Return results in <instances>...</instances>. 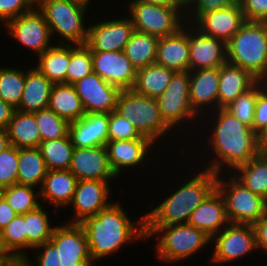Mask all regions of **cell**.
I'll return each instance as SVG.
<instances>
[{"instance_id": "obj_1", "label": "cell", "mask_w": 267, "mask_h": 266, "mask_svg": "<svg viewBox=\"0 0 267 266\" xmlns=\"http://www.w3.org/2000/svg\"><path fill=\"white\" fill-rule=\"evenodd\" d=\"M136 222L130 221L116 202H111L95 216H87L79 222L87 235L93 260L116 252L129 241L146 238L144 217Z\"/></svg>"}, {"instance_id": "obj_2", "label": "cell", "mask_w": 267, "mask_h": 266, "mask_svg": "<svg viewBox=\"0 0 267 266\" xmlns=\"http://www.w3.org/2000/svg\"><path fill=\"white\" fill-rule=\"evenodd\" d=\"M215 110L218 117L215 119L216 126L211 133L210 144L218 159L216 158L206 169L220 174L222 163L235 170L238 166L252 160L261 151L258 135L252 128L243 124L225 108Z\"/></svg>"}, {"instance_id": "obj_3", "label": "cell", "mask_w": 267, "mask_h": 266, "mask_svg": "<svg viewBox=\"0 0 267 266\" xmlns=\"http://www.w3.org/2000/svg\"><path fill=\"white\" fill-rule=\"evenodd\" d=\"M218 174L209 169L196 174L159 206L144 216L145 226L187 223L191 213L216 187Z\"/></svg>"}, {"instance_id": "obj_4", "label": "cell", "mask_w": 267, "mask_h": 266, "mask_svg": "<svg viewBox=\"0 0 267 266\" xmlns=\"http://www.w3.org/2000/svg\"><path fill=\"white\" fill-rule=\"evenodd\" d=\"M227 62L267 82V22L245 21L226 43Z\"/></svg>"}, {"instance_id": "obj_5", "label": "cell", "mask_w": 267, "mask_h": 266, "mask_svg": "<svg viewBox=\"0 0 267 266\" xmlns=\"http://www.w3.org/2000/svg\"><path fill=\"white\" fill-rule=\"evenodd\" d=\"M164 232V233H163ZM160 233L157 255L164 261H179L189 258L207 245L212 238L188 223L167 226H145V237ZM163 233V234H162Z\"/></svg>"}, {"instance_id": "obj_6", "label": "cell", "mask_w": 267, "mask_h": 266, "mask_svg": "<svg viewBox=\"0 0 267 266\" xmlns=\"http://www.w3.org/2000/svg\"><path fill=\"white\" fill-rule=\"evenodd\" d=\"M49 26L51 36L58 34L73 44H86L89 28L84 27L87 3L79 0H36Z\"/></svg>"}, {"instance_id": "obj_7", "label": "cell", "mask_w": 267, "mask_h": 266, "mask_svg": "<svg viewBox=\"0 0 267 266\" xmlns=\"http://www.w3.org/2000/svg\"><path fill=\"white\" fill-rule=\"evenodd\" d=\"M115 111L155 143L170 130L160 115L157 99L140 95L132 89L119 92Z\"/></svg>"}, {"instance_id": "obj_8", "label": "cell", "mask_w": 267, "mask_h": 266, "mask_svg": "<svg viewBox=\"0 0 267 266\" xmlns=\"http://www.w3.org/2000/svg\"><path fill=\"white\" fill-rule=\"evenodd\" d=\"M220 175L221 173L217 176L216 188L224 199L226 215L230 223L253 225L267 213L266 199L252 193L235 176L230 178L231 181L225 182Z\"/></svg>"}, {"instance_id": "obj_9", "label": "cell", "mask_w": 267, "mask_h": 266, "mask_svg": "<svg viewBox=\"0 0 267 266\" xmlns=\"http://www.w3.org/2000/svg\"><path fill=\"white\" fill-rule=\"evenodd\" d=\"M130 20L135 31L151 34L162 38L177 33L182 26H186L182 15L184 8H174L148 4L140 0L129 2ZM180 11L182 13H180ZM184 12V13H183ZM181 17L183 18L182 20Z\"/></svg>"}, {"instance_id": "obj_10", "label": "cell", "mask_w": 267, "mask_h": 266, "mask_svg": "<svg viewBox=\"0 0 267 266\" xmlns=\"http://www.w3.org/2000/svg\"><path fill=\"white\" fill-rule=\"evenodd\" d=\"M156 99L160 115L170 129L186 118L189 120L198 115L189 99V71L175 72L166 89Z\"/></svg>"}, {"instance_id": "obj_11", "label": "cell", "mask_w": 267, "mask_h": 266, "mask_svg": "<svg viewBox=\"0 0 267 266\" xmlns=\"http://www.w3.org/2000/svg\"><path fill=\"white\" fill-rule=\"evenodd\" d=\"M50 241L59 252L60 266H91L93 258L90 253L87 235L79 223L56 226Z\"/></svg>"}, {"instance_id": "obj_12", "label": "cell", "mask_w": 267, "mask_h": 266, "mask_svg": "<svg viewBox=\"0 0 267 266\" xmlns=\"http://www.w3.org/2000/svg\"><path fill=\"white\" fill-rule=\"evenodd\" d=\"M222 230L211 241L215 243L212 262L226 263L258 249L252 224L229 223Z\"/></svg>"}, {"instance_id": "obj_13", "label": "cell", "mask_w": 267, "mask_h": 266, "mask_svg": "<svg viewBox=\"0 0 267 266\" xmlns=\"http://www.w3.org/2000/svg\"><path fill=\"white\" fill-rule=\"evenodd\" d=\"M36 8L34 6L30 11L8 21L5 26L20 44L40 55L51 47L49 43L52 36L43 12Z\"/></svg>"}, {"instance_id": "obj_14", "label": "cell", "mask_w": 267, "mask_h": 266, "mask_svg": "<svg viewBox=\"0 0 267 266\" xmlns=\"http://www.w3.org/2000/svg\"><path fill=\"white\" fill-rule=\"evenodd\" d=\"M81 99L85 113H110L116 109L121 91L92 72L73 84Z\"/></svg>"}, {"instance_id": "obj_15", "label": "cell", "mask_w": 267, "mask_h": 266, "mask_svg": "<svg viewBox=\"0 0 267 266\" xmlns=\"http://www.w3.org/2000/svg\"><path fill=\"white\" fill-rule=\"evenodd\" d=\"M93 72L120 90L132 89L136 69L124 51H91Z\"/></svg>"}, {"instance_id": "obj_16", "label": "cell", "mask_w": 267, "mask_h": 266, "mask_svg": "<svg viewBox=\"0 0 267 266\" xmlns=\"http://www.w3.org/2000/svg\"><path fill=\"white\" fill-rule=\"evenodd\" d=\"M86 45L91 51H123L131 35L135 31L134 26L127 19L108 20L88 27Z\"/></svg>"}, {"instance_id": "obj_17", "label": "cell", "mask_w": 267, "mask_h": 266, "mask_svg": "<svg viewBox=\"0 0 267 266\" xmlns=\"http://www.w3.org/2000/svg\"><path fill=\"white\" fill-rule=\"evenodd\" d=\"M69 170L78 180L108 182L117 177L110 166L106 146L75 148Z\"/></svg>"}, {"instance_id": "obj_18", "label": "cell", "mask_w": 267, "mask_h": 266, "mask_svg": "<svg viewBox=\"0 0 267 266\" xmlns=\"http://www.w3.org/2000/svg\"><path fill=\"white\" fill-rule=\"evenodd\" d=\"M195 29L188 31L189 71L220 67L226 63V43Z\"/></svg>"}, {"instance_id": "obj_19", "label": "cell", "mask_w": 267, "mask_h": 266, "mask_svg": "<svg viewBox=\"0 0 267 266\" xmlns=\"http://www.w3.org/2000/svg\"><path fill=\"white\" fill-rule=\"evenodd\" d=\"M108 183L102 180H78L70 202L73 204L76 220L71 223H79L87 216H95L111 204L107 201L110 195Z\"/></svg>"}, {"instance_id": "obj_20", "label": "cell", "mask_w": 267, "mask_h": 266, "mask_svg": "<svg viewBox=\"0 0 267 266\" xmlns=\"http://www.w3.org/2000/svg\"><path fill=\"white\" fill-rule=\"evenodd\" d=\"M197 22V29L209 37L227 43L245 22L241 5H231L219 10L202 14Z\"/></svg>"}, {"instance_id": "obj_21", "label": "cell", "mask_w": 267, "mask_h": 266, "mask_svg": "<svg viewBox=\"0 0 267 266\" xmlns=\"http://www.w3.org/2000/svg\"><path fill=\"white\" fill-rule=\"evenodd\" d=\"M213 238L229 222L224 199L215 187L191 213L187 222Z\"/></svg>"}, {"instance_id": "obj_22", "label": "cell", "mask_w": 267, "mask_h": 266, "mask_svg": "<svg viewBox=\"0 0 267 266\" xmlns=\"http://www.w3.org/2000/svg\"><path fill=\"white\" fill-rule=\"evenodd\" d=\"M108 113H87L69 123V136L75 148L106 146L108 141Z\"/></svg>"}, {"instance_id": "obj_23", "label": "cell", "mask_w": 267, "mask_h": 266, "mask_svg": "<svg viewBox=\"0 0 267 266\" xmlns=\"http://www.w3.org/2000/svg\"><path fill=\"white\" fill-rule=\"evenodd\" d=\"M153 144L143 135L138 139L107 141L109 163L115 175L118 176L123 167L130 168L143 162Z\"/></svg>"}, {"instance_id": "obj_24", "label": "cell", "mask_w": 267, "mask_h": 266, "mask_svg": "<svg viewBox=\"0 0 267 266\" xmlns=\"http://www.w3.org/2000/svg\"><path fill=\"white\" fill-rule=\"evenodd\" d=\"M184 26L175 34L159 38L155 63L175 72L189 71L188 31Z\"/></svg>"}, {"instance_id": "obj_25", "label": "cell", "mask_w": 267, "mask_h": 266, "mask_svg": "<svg viewBox=\"0 0 267 266\" xmlns=\"http://www.w3.org/2000/svg\"><path fill=\"white\" fill-rule=\"evenodd\" d=\"M259 80L249 71L229 62L219 67L218 108H225Z\"/></svg>"}, {"instance_id": "obj_26", "label": "cell", "mask_w": 267, "mask_h": 266, "mask_svg": "<svg viewBox=\"0 0 267 266\" xmlns=\"http://www.w3.org/2000/svg\"><path fill=\"white\" fill-rule=\"evenodd\" d=\"M218 85L219 67L189 71V99L196 114L212 103L218 109Z\"/></svg>"}, {"instance_id": "obj_27", "label": "cell", "mask_w": 267, "mask_h": 266, "mask_svg": "<svg viewBox=\"0 0 267 266\" xmlns=\"http://www.w3.org/2000/svg\"><path fill=\"white\" fill-rule=\"evenodd\" d=\"M77 177L68 170H48L39 190L44 203L46 200L54 206L63 207L70 205L75 193Z\"/></svg>"}, {"instance_id": "obj_28", "label": "cell", "mask_w": 267, "mask_h": 266, "mask_svg": "<svg viewBox=\"0 0 267 266\" xmlns=\"http://www.w3.org/2000/svg\"><path fill=\"white\" fill-rule=\"evenodd\" d=\"M53 83L36 67L25 71V86L19 106L22 112H36L47 108Z\"/></svg>"}, {"instance_id": "obj_29", "label": "cell", "mask_w": 267, "mask_h": 266, "mask_svg": "<svg viewBox=\"0 0 267 266\" xmlns=\"http://www.w3.org/2000/svg\"><path fill=\"white\" fill-rule=\"evenodd\" d=\"M48 108L69 123L78 121L86 113L80 97L72 84H53Z\"/></svg>"}, {"instance_id": "obj_30", "label": "cell", "mask_w": 267, "mask_h": 266, "mask_svg": "<svg viewBox=\"0 0 267 266\" xmlns=\"http://www.w3.org/2000/svg\"><path fill=\"white\" fill-rule=\"evenodd\" d=\"M10 144L17 148H36L41 143L34 112L15 110L7 128Z\"/></svg>"}, {"instance_id": "obj_31", "label": "cell", "mask_w": 267, "mask_h": 266, "mask_svg": "<svg viewBox=\"0 0 267 266\" xmlns=\"http://www.w3.org/2000/svg\"><path fill=\"white\" fill-rule=\"evenodd\" d=\"M174 73V70L156 63L136 70L132 90L140 95L156 99L166 89Z\"/></svg>"}, {"instance_id": "obj_32", "label": "cell", "mask_w": 267, "mask_h": 266, "mask_svg": "<svg viewBox=\"0 0 267 266\" xmlns=\"http://www.w3.org/2000/svg\"><path fill=\"white\" fill-rule=\"evenodd\" d=\"M70 62V44L51 46L39 55L36 68L53 84L66 83V71Z\"/></svg>"}, {"instance_id": "obj_33", "label": "cell", "mask_w": 267, "mask_h": 266, "mask_svg": "<svg viewBox=\"0 0 267 266\" xmlns=\"http://www.w3.org/2000/svg\"><path fill=\"white\" fill-rule=\"evenodd\" d=\"M47 171L45 161L38 147L18 148L17 184L33 187L40 184L41 188Z\"/></svg>"}, {"instance_id": "obj_34", "label": "cell", "mask_w": 267, "mask_h": 266, "mask_svg": "<svg viewBox=\"0 0 267 266\" xmlns=\"http://www.w3.org/2000/svg\"><path fill=\"white\" fill-rule=\"evenodd\" d=\"M235 171L241 182L252 193L267 200V153L260 152L252 160L238 166ZM240 175V176H239Z\"/></svg>"}, {"instance_id": "obj_35", "label": "cell", "mask_w": 267, "mask_h": 266, "mask_svg": "<svg viewBox=\"0 0 267 266\" xmlns=\"http://www.w3.org/2000/svg\"><path fill=\"white\" fill-rule=\"evenodd\" d=\"M158 40L151 34L133 32L123 51L136 70L155 64Z\"/></svg>"}, {"instance_id": "obj_36", "label": "cell", "mask_w": 267, "mask_h": 266, "mask_svg": "<svg viewBox=\"0 0 267 266\" xmlns=\"http://www.w3.org/2000/svg\"><path fill=\"white\" fill-rule=\"evenodd\" d=\"M0 241L2 248L8 256L24 259L25 266H33L32 263L34 262L29 261L25 251H22L27 248L25 214H17V216L0 231Z\"/></svg>"}, {"instance_id": "obj_37", "label": "cell", "mask_w": 267, "mask_h": 266, "mask_svg": "<svg viewBox=\"0 0 267 266\" xmlns=\"http://www.w3.org/2000/svg\"><path fill=\"white\" fill-rule=\"evenodd\" d=\"M38 148L47 170L69 169L75 149L69 134L63 138L41 141Z\"/></svg>"}, {"instance_id": "obj_38", "label": "cell", "mask_w": 267, "mask_h": 266, "mask_svg": "<svg viewBox=\"0 0 267 266\" xmlns=\"http://www.w3.org/2000/svg\"><path fill=\"white\" fill-rule=\"evenodd\" d=\"M47 213L41 205L25 214L27 248L35 249L49 241L55 227H50Z\"/></svg>"}, {"instance_id": "obj_39", "label": "cell", "mask_w": 267, "mask_h": 266, "mask_svg": "<svg viewBox=\"0 0 267 266\" xmlns=\"http://www.w3.org/2000/svg\"><path fill=\"white\" fill-rule=\"evenodd\" d=\"M0 194L19 215H24L41 204L37 200V196H40L39 190L36 194L34 187L29 185L13 184L1 189Z\"/></svg>"}, {"instance_id": "obj_40", "label": "cell", "mask_w": 267, "mask_h": 266, "mask_svg": "<svg viewBox=\"0 0 267 266\" xmlns=\"http://www.w3.org/2000/svg\"><path fill=\"white\" fill-rule=\"evenodd\" d=\"M25 86V71L14 68H0V98L12 105L19 106Z\"/></svg>"}, {"instance_id": "obj_41", "label": "cell", "mask_w": 267, "mask_h": 266, "mask_svg": "<svg viewBox=\"0 0 267 266\" xmlns=\"http://www.w3.org/2000/svg\"><path fill=\"white\" fill-rule=\"evenodd\" d=\"M92 72L93 62L90 48L86 44L70 45V62L66 71V83L73 85Z\"/></svg>"}, {"instance_id": "obj_42", "label": "cell", "mask_w": 267, "mask_h": 266, "mask_svg": "<svg viewBox=\"0 0 267 266\" xmlns=\"http://www.w3.org/2000/svg\"><path fill=\"white\" fill-rule=\"evenodd\" d=\"M265 84L267 82L258 81L251 89L245 91L227 105L225 109L242 121L243 124L252 128L257 94L265 87Z\"/></svg>"}, {"instance_id": "obj_43", "label": "cell", "mask_w": 267, "mask_h": 266, "mask_svg": "<svg viewBox=\"0 0 267 266\" xmlns=\"http://www.w3.org/2000/svg\"><path fill=\"white\" fill-rule=\"evenodd\" d=\"M34 116L40 130L41 141L63 138L69 134V122L50 108L36 111Z\"/></svg>"}, {"instance_id": "obj_44", "label": "cell", "mask_w": 267, "mask_h": 266, "mask_svg": "<svg viewBox=\"0 0 267 266\" xmlns=\"http://www.w3.org/2000/svg\"><path fill=\"white\" fill-rule=\"evenodd\" d=\"M18 148L10 145L0 153V190L17 184Z\"/></svg>"}, {"instance_id": "obj_45", "label": "cell", "mask_w": 267, "mask_h": 266, "mask_svg": "<svg viewBox=\"0 0 267 266\" xmlns=\"http://www.w3.org/2000/svg\"><path fill=\"white\" fill-rule=\"evenodd\" d=\"M141 136L134 125L115 110L109 113L108 141L138 139Z\"/></svg>"}, {"instance_id": "obj_46", "label": "cell", "mask_w": 267, "mask_h": 266, "mask_svg": "<svg viewBox=\"0 0 267 266\" xmlns=\"http://www.w3.org/2000/svg\"><path fill=\"white\" fill-rule=\"evenodd\" d=\"M36 0H0V21H8L30 11Z\"/></svg>"}, {"instance_id": "obj_47", "label": "cell", "mask_w": 267, "mask_h": 266, "mask_svg": "<svg viewBox=\"0 0 267 266\" xmlns=\"http://www.w3.org/2000/svg\"><path fill=\"white\" fill-rule=\"evenodd\" d=\"M241 9L245 21L267 22V0H245Z\"/></svg>"}, {"instance_id": "obj_48", "label": "cell", "mask_w": 267, "mask_h": 266, "mask_svg": "<svg viewBox=\"0 0 267 266\" xmlns=\"http://www.w3.org/2000/svg\"><path fill=\"white\" fill-rule=\"evenodd\" d=\"M231 5H234L233 0H186V7L188 8V6H190L189 9L192 8L194 10L193 12L191 11L193 16L195 15V18H193L194 20H197L204 13L219 10Z\"/></svg>"}, {"instance_id": "obj_49", "label": "cell", "mask_w": 267, "mask_h": 266, "mask_svg": "<svg viewBox=\"0 0 267 266\" xmlns=\"http://www.w3.org/2000/svg\"><path fill=\"white\" fill-rule=\"evenodd\" d=\"M252 130L258 135L267 126V85L258 94Z\"/></svg>"}, {"instance_id": "obj_50", "label": "cell", "mask_w": 267, "mask_h": 266, "mask_svg": "<svg viewBox=\"0 0 267 266\" xmlns=\"http://www.w3.org/2000/svg\"><path fill=\"white\" fill-rule=\"evenodd\" d=\"M36 248H44L43 251L39 252L38 256L36 257L38 266H60L59 252L56 250L55 245L50 240Z\"/></svg>"}, {"instance_id": "obj_51", "label": "cell", "mask_w": 267, "mask_h": 266, "mask_svg": "<svg viewBox=\"0 0 267 266\" xmlns=\"http://www.w3.org/2000/svg\"><path fill=\"white\" fill-rule=\"evenodd\" d=\"M258 249L267 251V213L253 224Z\"/></svg>"}, {"instance_id": "obj_52", "label": "cell", "mask_w": 267, "mask_h": 266, "mask_svg": "<svg viewBox=\"0 0 267 266\" xmlns=\"http://www.w3.org/2000/svg\"><path fill=\"white\" fill-rule=\"evenodd\" d=\"M16 216L17 213L0 194V231L6 227Z\"/></svg>"}, {"instance_id": "obj_53", "label": "cell", "mask_w": 267, "mask_h": 266, "mask_svg": "<svg viewBox=\"0 0 267 266\" xmlns=\"http://www.w3.org/2000/svg\"><path fill=\"white\" fill-rule=\"evenodd\" d=\"M15 108L0 98V129L6 130Z\"/></svg>"}, {"instance_id": "obj_54", "label": "cell", "mask_w": 267, "mask_h": 266, "mask_svg": "<svg viewBox=\"0 0 267 266\" xmlns=\"http://www.w3.org/2000/svg\"><path fill=\"white\" fill-rule=\"evenodd\" d=\"M140 1L159 6L186 8V0H140Z\"/></svg>"}, {"instance_id": "obj_55", "label": "cell", "mask_w": 267, "mask_h": 266, "mask_svg": "<svg viewBox=\"0 0 267 266\" xmlns=\"http://www.w3.org/2000/svg\"><path fill=\"white\" fill-rule=\"evenodd\" d=\"M0 266H25L24 259L8 256L0 261Z\"/></svg>"}, {"instance_id": "obj_56", "label": "cell", "mask_w": 267, "mask_h": 266, "mask_svg": "<svg viewBox=\"0 0 267 266\" xmlns=\"http://www.w3.org/2000/svg\"><path fill=\"white\" fill-rule=\"evenodd\" d=\"M260 151L267 153V126L258 134Z\"/></svg>"}, {"instance_id": "obj_57", "label": "cell", "mask_w": 267, "mask_h": 266, "mask_svg": "<svg viewBox=\"0 0 267 266\" xmlns=\"http://www.w3.org/2000/svg\"><path fill=\"white\" fill-rule=\"evenodd\" d=\"M10 140L6 130L0 129V153L9 147Z\"/></svg>"}, {"instance_id": "obj_58", "label": "cell", "mask_w": 267, "mask_h": 266, "mask_svg": "<svg viewBox=\"0 0 267 266\" xmlns=\"http://www.w3.org/2000/svg\"><path fill=\"white\" fill-rule=\"evenodd\" d=\"M8 257V255L5 253L4 249L2 248L1 241H0V261Z\"/></svg>"}, {"instance_id": "obj_59", "label": "cell", "mask_w": 267, "mask_h": 266, "mask_svg": "<svg viewBox=\"0 0 267 266\" xmlns=\"http://www.w3.org/2000/svg\"><path fill=\"white\" fill-rule=\"evenodd\" d=\"M245 0H233L234 4L241 5Z\"/></svg>"}, {"instance_id": "obj_60", "label": "cell", "mask_w": 267, "mask_h": 266, "mask_svg": "<svg viewBox=\"0 0 267 266\" xmlns=\"http://www.w3.org/2000/svg\"><path fill=\"white\" fill-rule=\"evenodd\" d=\"M79 1H82V2H84V3H87V4H88L90 0H79Z\"/></svg>"}]
</instances>
